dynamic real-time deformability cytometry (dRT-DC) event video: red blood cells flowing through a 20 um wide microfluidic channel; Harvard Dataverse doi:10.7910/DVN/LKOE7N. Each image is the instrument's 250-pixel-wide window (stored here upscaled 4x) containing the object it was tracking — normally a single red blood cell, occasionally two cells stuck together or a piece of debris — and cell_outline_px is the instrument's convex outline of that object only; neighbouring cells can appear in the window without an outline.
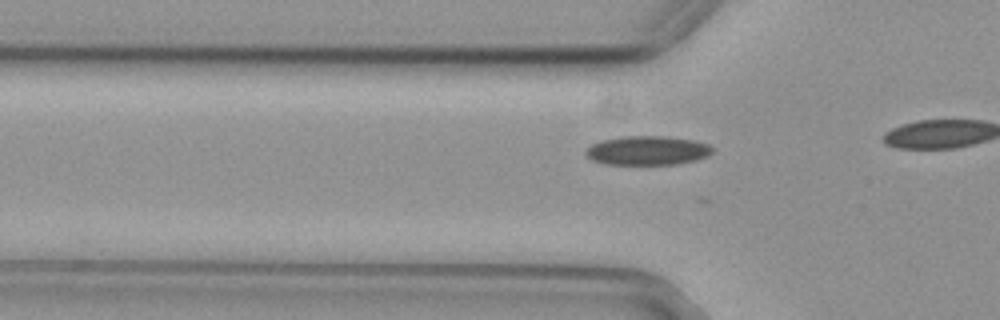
{"species": "common noctule bat (a hibernating species)", "species_latin": "Nyctalus noctula", "temperature_condition": "cold", "stored_images_in_passage": 5, "camera_frame_rate_fps": 3000, "um_per_image_px": 0.085, "animal": {"sex": "female", "body_mass_g": 29.2, "forearm_length_mm": 56.3}, "frame": {"image": 1, "passage_image": 2, "time_ms": 0.333, "image_size_px": [1000, 320], "cell_outline_px": [[712, 152], [708, 156], [696, 160], [676, 164], [604, 164], [592, 160], [584, 152], [592, 144], [600, 140], [620, 136], [668, 136], [692, 140], [708, 144], [712, 148]], "centroid_in_image_um": [55.02, 12.78], "position_along_channel_um": 70.8, "area_um2": 21.5}}